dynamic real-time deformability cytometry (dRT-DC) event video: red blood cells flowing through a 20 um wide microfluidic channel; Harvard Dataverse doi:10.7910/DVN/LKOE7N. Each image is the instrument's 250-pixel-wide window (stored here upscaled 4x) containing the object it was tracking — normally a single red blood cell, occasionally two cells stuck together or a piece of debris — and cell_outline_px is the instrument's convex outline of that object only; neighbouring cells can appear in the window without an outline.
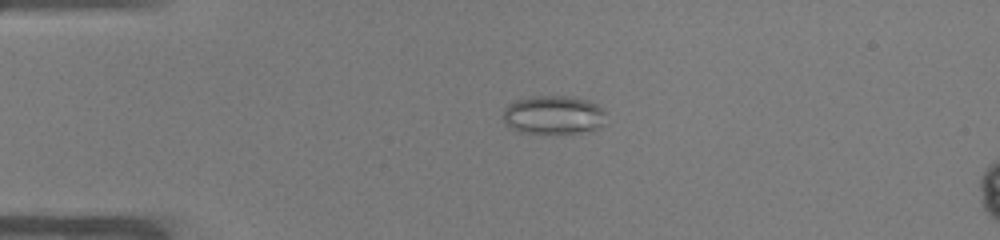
{"species": "common noctule bat (a hibernating species)", "species_latin": "Nyctalus noctula", "temperature_condition": "warm", "stored_images_in_passage": 49, "camera_frame_rate_fps": 3000, "um_per_image_px": 0.085, "animal": {"sex": "male", "body_mass_g": 19.0, "forearm_length_mm": 50.8}, "frame": {"image": 1, "passage_image": 10, "time_ms": 3.0, "image_size_px": [1000, 240], "cell_outline_px": [[604, 124], [600, 128], [580, 132], [520, 132], [504, 124], [504, 108], [508, 104], [516, 100], [532, 96], [572, 96], [588, 100], [600, 104], [604, 112]], "centroid_in_image_um": [47.06, 9.74], "position_along_channel_um": 37.9, "area_um2": 23.12}}
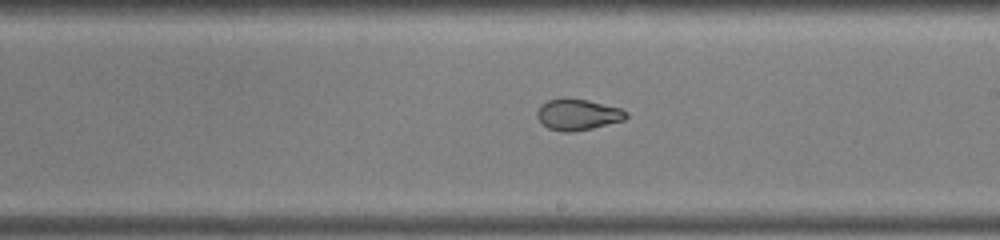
{"frame": {"image": 2, "passage_image": 28, "time_ms": 9.0, "image_size_px": [1000, 240], "cell_outline_px": [[628, 116], [624, 120], [592, 128], [572, 132], [560, 132], [548, 128], [536, 116], [536, 112], [540, 104], [548, 100], [588, 100], [620, 108], [628, 112]], "centroid_in_image_um": [49.12, 9.76], "position_along_channel_um": 239.9, "area_um2": 15.84}}
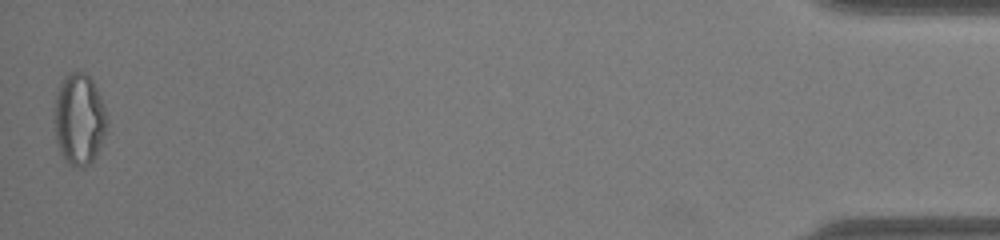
{"frame": {"image": 3, "passage_image": 49, "time_ms": 16.0, "image_size_px": [1000, 240], "cell_outline_px": [[104, 136], [100, 148], [96, 156], [84, 168], [76, 168], [68, 164], [60, 152], [56, 144], [56, 92], [64, 76], [68, 72], [84, 72], [92, 80], [100, 96], [104, 108]], "centroid_in_image_um": [6.71, 10.16], "position_along_channel_um": 428.5, "area_um2": 27.51}, "authors_computed_cell_mechanics": {"area_um2": 20.4612, "velocity_mm_per_s": 3.9556, "shape_relaxation_time_tau1_ms": null, "shape_relaxation_time_tau2_ms": 1.0029, "deformation_change_tau1": null, "deformation_change_tau2": 0.0645}}